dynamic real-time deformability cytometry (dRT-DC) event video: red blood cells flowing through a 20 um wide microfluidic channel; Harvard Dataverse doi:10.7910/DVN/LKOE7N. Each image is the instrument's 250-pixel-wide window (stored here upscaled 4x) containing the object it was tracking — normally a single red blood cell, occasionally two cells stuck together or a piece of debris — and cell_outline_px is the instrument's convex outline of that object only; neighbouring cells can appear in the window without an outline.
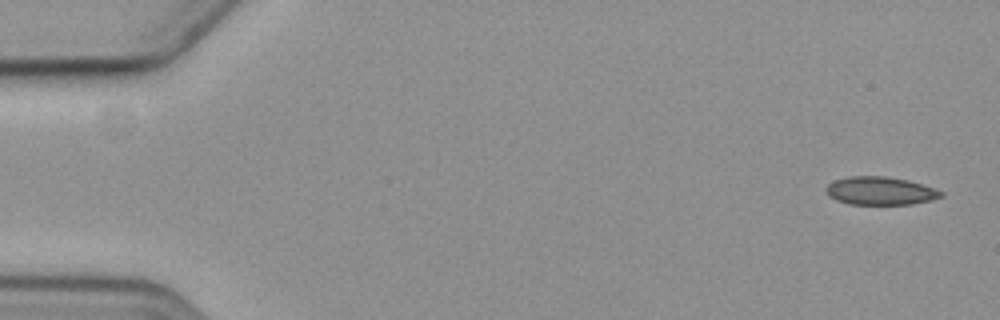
{"species": "common noctule bat (a hibernating species)", "species_latin": "Nyctalus noctula", "temperature_condition": "cold", "stored_images_in_passage": 6, "segment_of_instrument_passage": [1, 2], "camera_frame_rate_fps": 3000, "um_per_image_px": 0.085, "animal": {"sex": "female", "body_mass_g": 19.3, "forearm_length_mm": 54.1}, "frame": {"image": 1, "passage_image": 1, "time_ms": 0.0, "image_size_px": [1000, 320], "cell_outline_px": [[944, 196], [912, 204], [848, 204], [836, 200], [828, 196], [824, 188], [828, 184], [836, 180], [848, 176], [884, 176], [908, 180], [944, 192]], "centroid_in_image_um": [74.77, 16.22], "position_along_channel_um": 10.2, "area_um2": 18.73}}
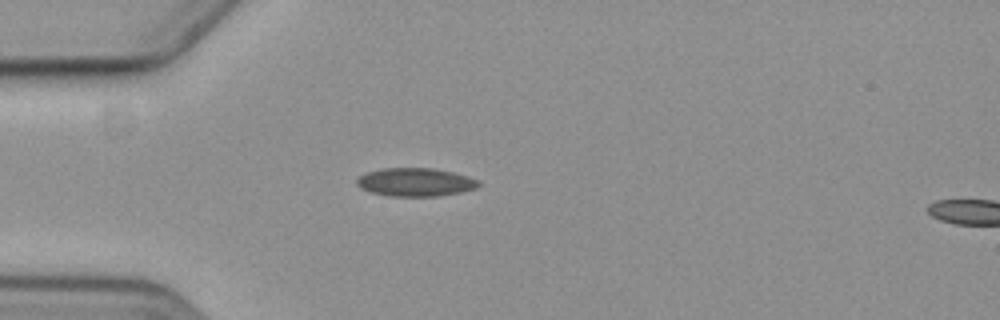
{"frame": {"image": 2, "passage_image": 5, "time_ms": 4.667, "image_size_px": [1000, 320], "cell_outline_px": [[480, 184], [476, 188], [460, 192], [436, 196], [388, 196], [372, 192], [360, 188], [356, 184], [356, 180], [364, 172], [384, 168], [432, 168], [452, 172], [468, 176], [480, 180]], "centroid_in_image_um": [35.29, 15.48], "position_along_channel_um": 49.7, "area_um2": 20.11}}